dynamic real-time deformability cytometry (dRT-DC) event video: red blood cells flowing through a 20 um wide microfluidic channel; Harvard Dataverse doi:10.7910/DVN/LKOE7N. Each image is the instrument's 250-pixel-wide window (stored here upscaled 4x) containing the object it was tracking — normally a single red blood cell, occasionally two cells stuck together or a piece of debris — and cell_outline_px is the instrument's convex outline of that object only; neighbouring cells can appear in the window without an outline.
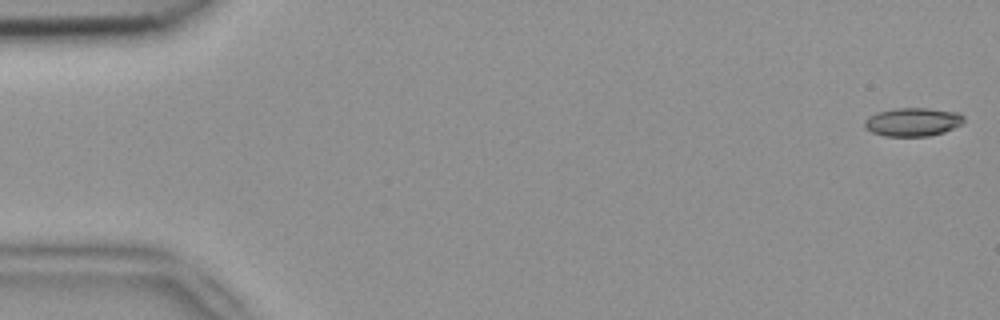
{"species": "common noctule bat (a hibernating species)", "species_latin": "Nyctalus noctula", "temperature_condition": "room temperature", "stored_images_in_passage": 5, "camera_frame_rate_fps": 3000, "um_per_image_px": 0.085, "animal": {"sex": "female", "body_mass_g": 18.4}, "frame": {"image": 1, "passage_image": 1, "time_ms": 0.0, "image_size_px": [1000, 320], "cell_outline_px": [[964, 124], [944, 132], [928, 136], [884, 136], [872, 132], [864, 128], [864, 120], [868, 116], [876, 112], [896, 108], [928, 108], [960, 112], [964, 116]], "centroid_in_image_um": [77.6, 10.36], "position_along_channel_um": 7.4, "area_um2": 16.76}}
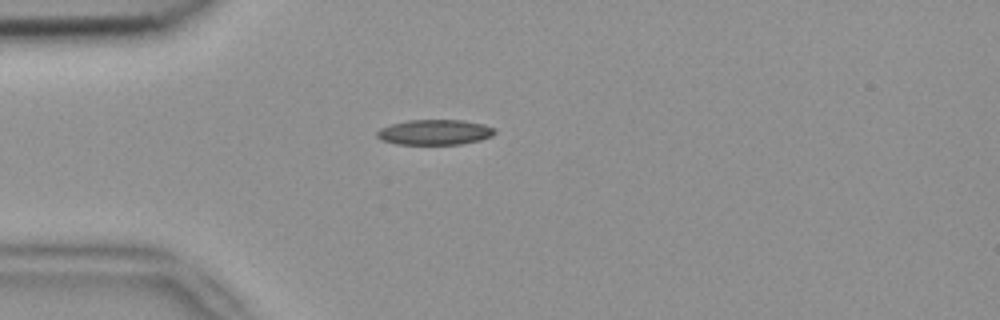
{"frame": {"image": 2, "passage_image": 4, "time_ms": 1.0, "image_size_px": [1000, 320], "cell_outline_px": [[496, 132], [492, 136], [480, 140], [460, 144], [396, 144], [380, 140], [376, 136], [376, 132], [380, 128], [392, 124], [408, 120], [464, 120], [484, 124], [496, 128]], "centroid_in_image_um": [36.96, 11.24], "position_along_channel_um": 48.0, "area_um2": 17.46}}